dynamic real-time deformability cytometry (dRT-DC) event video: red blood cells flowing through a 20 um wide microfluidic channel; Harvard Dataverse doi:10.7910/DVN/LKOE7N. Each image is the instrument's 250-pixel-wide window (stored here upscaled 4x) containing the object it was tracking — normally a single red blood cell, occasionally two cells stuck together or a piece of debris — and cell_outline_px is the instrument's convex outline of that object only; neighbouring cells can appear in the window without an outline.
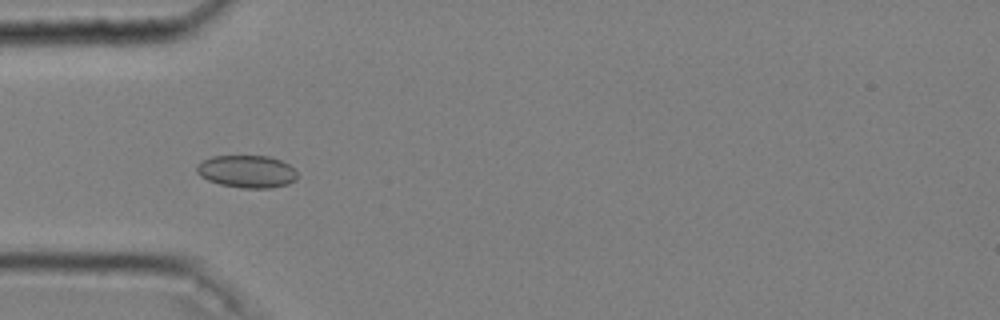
{"species": "common noctule bat (a hibernating species)", "species_latin": "Nyctalus noctula", "temperature_condition": "cold", "stored_images_in_passage": 6, "camera_frame_rate_fps": 3000, "um_per_image_px": 0.085, "animal": {"sex": "male", "body_mass_g": 20.4}, "frame": {"image": 1, "passage_image": 2, "time_ms": 0.333, "image_size_px": [1000, 320], "cell_outline_px": [[296, 180], [288, 184], [272, 188], [240, 188], [220, 184], [208, 180], [200, 176], [196, 172], [196, 164], [212, 156], [268, 156], [280, 160], [288, 164], [296, 172]], "centroid_in_image_um": [20.96, 14.58], "position_along_channel_um": 64.0, "area_um2": 19.07}}